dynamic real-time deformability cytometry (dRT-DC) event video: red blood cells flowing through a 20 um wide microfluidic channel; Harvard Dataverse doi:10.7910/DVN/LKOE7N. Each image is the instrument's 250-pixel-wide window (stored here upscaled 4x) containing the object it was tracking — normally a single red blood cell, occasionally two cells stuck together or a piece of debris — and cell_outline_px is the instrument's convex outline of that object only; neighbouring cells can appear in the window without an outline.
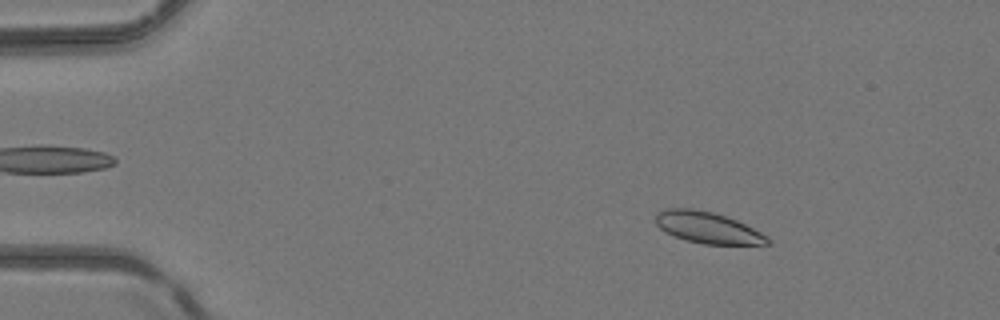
{"species": "common noctule bat (a hibernating species)", "species_latin": "Nyctalus noctula", "temperature_condition": "room temperature", "stored_images_in_passage": 4, "camera_frame_rate_fps": 3000, "um_per_image_px": 0.085, "animal": {"sex": "female", "body_mass_g": 24.6, "forearm_length_mm": 56.2}, "frame": {"image": 1, "passage_image": 2, "time_ms": 1.333, "image_size_px": [1000, 320], "cell_outline_px": [[772, 244], [704, 244], [684, 240], [664, 232], [656, 224], [656, 212], [664, 208], [692, 208], [712, 212], [736, 220], [768, 236], [772, 240]], "centroid_in_image_um": [60.12, 19.35], "position_along_channel_um": 24.9, "area_um2": 20.52}}